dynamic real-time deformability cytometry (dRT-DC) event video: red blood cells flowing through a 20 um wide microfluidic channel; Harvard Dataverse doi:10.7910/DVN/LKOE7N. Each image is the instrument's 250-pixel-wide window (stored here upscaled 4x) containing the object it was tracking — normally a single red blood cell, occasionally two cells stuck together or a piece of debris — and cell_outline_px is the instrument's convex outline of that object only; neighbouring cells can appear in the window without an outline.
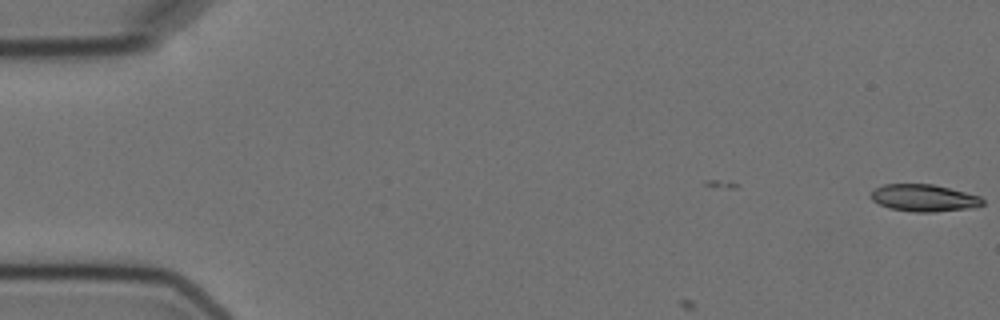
{"species": "Egyptian fruit bat (a non-hibernating species)", "species_latin": "Rousettus aegyptiacus", "temperature_condition": "cold", "stored_images_in_passage": 5, "camera_frame_rate_fps": 3000, "um_per_image_px": 0.085, "animal": {"sex": "female"}, "frame": {"image": 1, "passage_image": 1, "time_ms": 0.0, "image_size_px": [1000, 320], "cell_outline_px": [[984, 204], [976, 208], [932, 212], [912, 212], [888, 208], [872, 200], [868, 196], [876, 188], [884, 184], [932, 184], [980, 196], [984, 200]], "centroid_in_image_um": [78.54, 16.84], "position_along_channel_um": 6.5, "area_um2": 17.74}}